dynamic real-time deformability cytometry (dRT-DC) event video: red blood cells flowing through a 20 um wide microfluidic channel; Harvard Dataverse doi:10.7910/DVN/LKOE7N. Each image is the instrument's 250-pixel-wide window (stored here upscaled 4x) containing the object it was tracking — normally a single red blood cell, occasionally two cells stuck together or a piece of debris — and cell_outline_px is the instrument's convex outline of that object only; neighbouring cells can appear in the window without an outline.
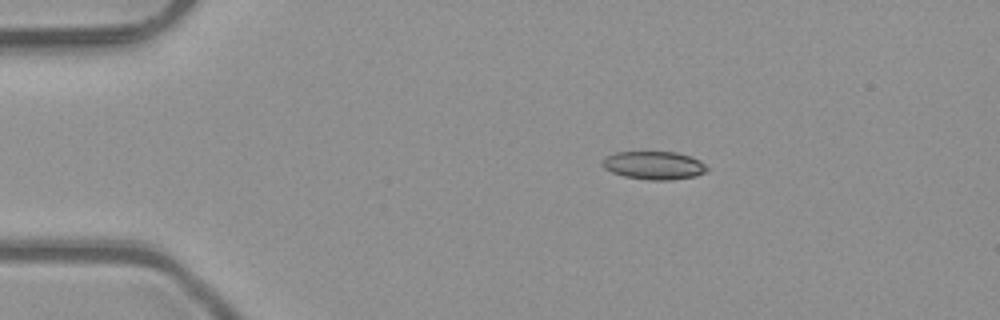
{"species": "common noctule bat (a hibernating species)", "species_latin": "Nyctalus noctula", "temperature_condition": "room temperature", "stored_images_in_passage": 7, "camera_frame_rate_fps": 3000, "um_per_image_px": 0.085, "animal": {"sex": "male", "body_mass_g": 23.1, "forearm_length_mm": 52.7}, "frame": {"image": 1, "passage_image": 1, "time_ms": 0.0, "image_size_px": [1000, 320], "cell_outline_px": [[708, 168], [704, 172], [696, 176], [672, 180], [648, 180], [624, 176], [612, 172], [604, 168], [604, 160], [608, 156], [616, 152], [676, 152], [692, 156], [700, 160]], "centroid_in_image_um": [55.63, 14.06], "position_along_channel_um": 29.4, "area_um2": 17.05}}
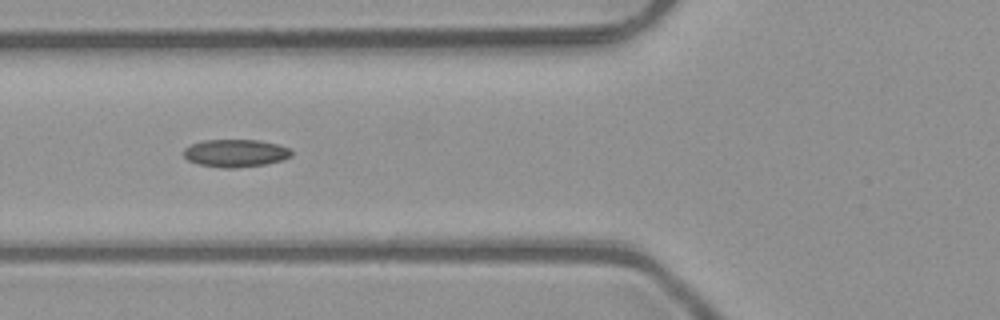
{"frame": {"image": 2, "passage_image": 4, "time_ms": 1.0, "image_size_px": [1000, 320], "cell_outline_px": [[292, 156], [280, 160], [264, 164], [236, 168], [220, 168], [200, 164], [188, 160], [184, 156], [184, 148], [192, 144], [204, 140], [256, 140], [276, 144], [288, 148], [292, 152]], "centroid_in_image_um": [19.99, 13.02], "position_along_channel_um": 105.8, "area_um2": 17.17}}
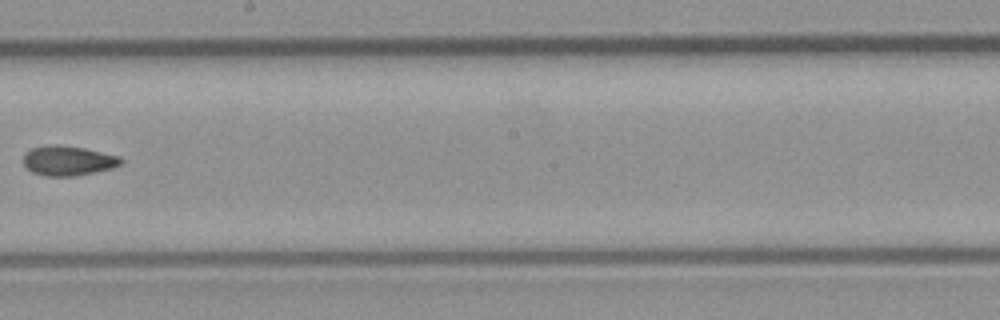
{"frame": {"image": 3, "passage_image": 7, "time_ms": 2.0, "image_size_px": [1000, 320], "cell_outline_px": [[124, 160], [120, 164], [112, 168], [96, 172], [76, 176], [48, 176], [32, 172], [24, 164], [24, 152], [32, 148], [48, 144], [60, 144], [84, 148], [120, 156]], "centroid_in_image_um": [5.79, 13.64], "position_along_channel_um": 242.4, "area_um2": 17.05}}